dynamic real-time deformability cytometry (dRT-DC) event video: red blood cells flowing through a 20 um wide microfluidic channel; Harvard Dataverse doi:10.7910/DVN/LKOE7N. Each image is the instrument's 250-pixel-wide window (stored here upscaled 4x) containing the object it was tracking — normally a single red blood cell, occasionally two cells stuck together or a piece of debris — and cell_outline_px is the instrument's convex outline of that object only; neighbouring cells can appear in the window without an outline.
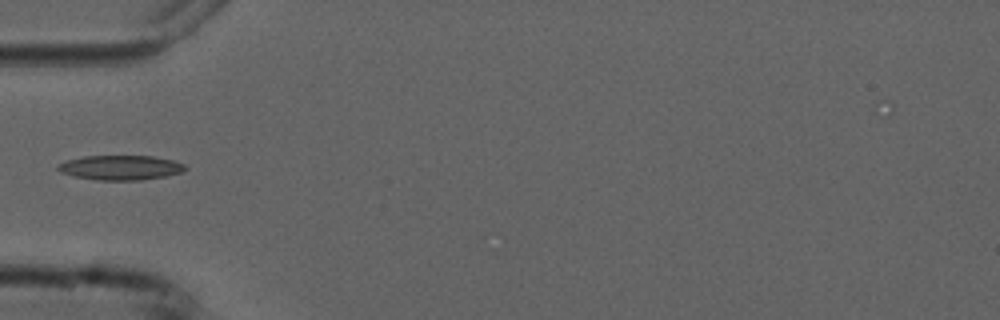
{"species": "common noctule bat (a hibernating species)", "species_latin": "Nyctalus noctula", "temperature_condition": "cold", "stored_images_in_passage": 1, "camera_frame_rate_fps": 3000, "um_per_image_px": 0.085, "animal": {"sex": "male", "forearm_length_mm": 52.5}, "frame": {"image": 1, "passage_image": 1, "time_ms": 0.0, "image_size_px": [1000, 320], "cell_outline_px": [[188, 168], [180, 172], [164, 176], [140, 180], [100, 180], [72, 176], [60, 172], [56, 168], [56, 164], [68, 160], [84, 156], [152, 156], [172, 160], [184, 164]], "centroid_in_image_um": [10.2, 14.24], "position_along_channel_um": 74.8, "area_um2": 18.21}}